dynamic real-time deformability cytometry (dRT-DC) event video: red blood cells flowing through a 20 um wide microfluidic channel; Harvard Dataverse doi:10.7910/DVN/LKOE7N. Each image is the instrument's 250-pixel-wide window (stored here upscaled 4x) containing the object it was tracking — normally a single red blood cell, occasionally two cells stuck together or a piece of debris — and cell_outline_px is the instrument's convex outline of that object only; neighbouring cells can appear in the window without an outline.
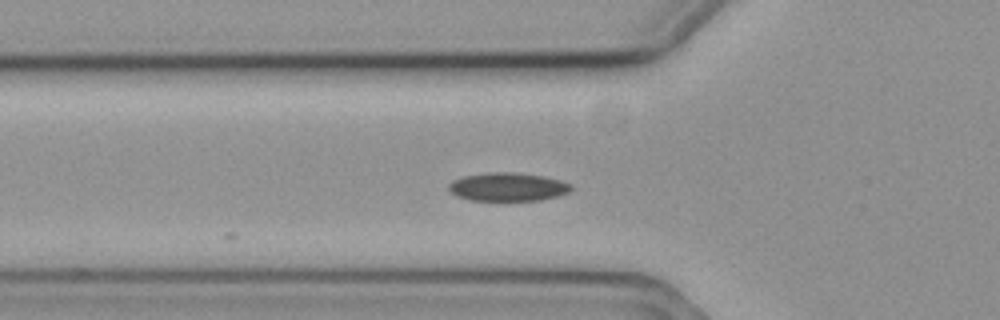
{"species": "common noctule bat (a hibernating species)", "species_latin": "Nyctalus noctula", "temperature_condition": "cold", "stored_images_in_passage": 6, "camera_frame_rate_fps": 3000, "um_per_image_px": 0.085, "animal": {"sex": "female", "body_mass_g": 19.3, "forearm_length_mm": 54.1}, "frame": {"image": 1, "passage_image": 2, "time_ms": 0.333, "image_size_px": [1000, 320], "cell_outline_px": [[572, 188], [568, 192], [556, 196], [540, 200], [472, 200], [456, 196], [448, 188], [448, 184], [452, 180], [464, 176], [488, 172], [516, 172], [544, 176], [560, 180], [572, 184]], "centroid_in_image_um": [43.15, 15.87], "position_along_channel_um": 82.6, "area_um2": 20.23}}
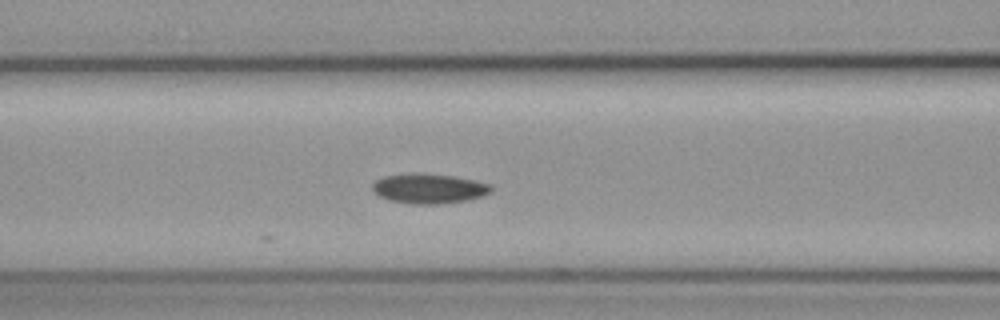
{"frame": {"image": 2, "passage_image": 6, "time_ms": 1.667, "image_size_px": [1000, 320], "cell_outline_px": [[492, 192], [484, 196], [468, 200], [444, 204], [416, 204], [388, 200], [380, 196], [372, 188], [372, 184], [376, 180], [384, 176], [420, 172], [452, 176], [476, 180], [492, 184]], "centroid_in_image_um": [36.52, 16.02], "position_along_channel_um": 130.1, "area_um2": 20.87}}